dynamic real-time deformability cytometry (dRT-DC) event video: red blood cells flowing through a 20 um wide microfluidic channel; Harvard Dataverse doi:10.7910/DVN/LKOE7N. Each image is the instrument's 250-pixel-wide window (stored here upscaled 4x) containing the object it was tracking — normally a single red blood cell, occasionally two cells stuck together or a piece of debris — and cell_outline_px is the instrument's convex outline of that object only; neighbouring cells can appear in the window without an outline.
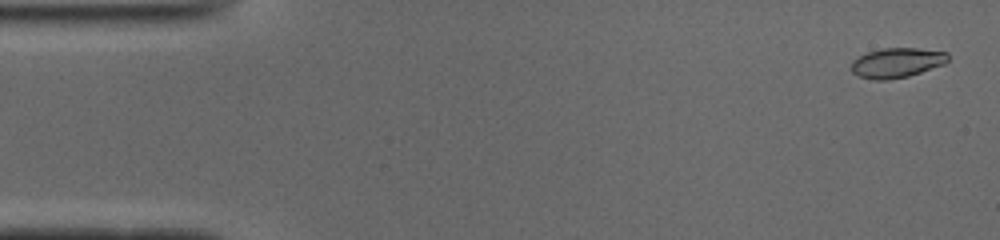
{"species": "common noctule bat (a hibernating species)", "species_latin": "Nyctalus noctula", "temperature_condition": "cold", "stored_images_in_passage": 46, "camera_frame_rate_fps": 3000, "um_per_image_px": 0.085, "animal": {"sex": "male", "body_mass_g": 19.0, "forearm_length_mm": 50.8}, "frame": {"image": 1, "passage_image": 2, "time_ms": 0.333, "image_size_px": [1000, 240], "cell_outline_px": [[948, 60], [944, 64], [908, 76], [888, 80], [876, 80], [860, 76], [852, 72], [852, 60], [868, 52], [884, 48], [920, 48], [948, 52]], "centroid_in_image_um": [76.25, 5.32], "position_along_channel_um": 8.8, "area_um2": 16.65}}
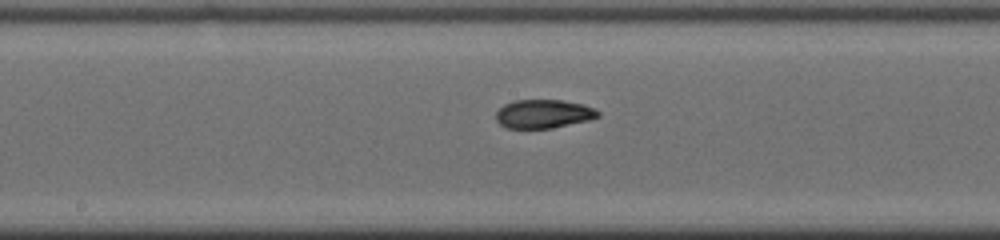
{"frame": {"image": 2, "passage_image": 26, "time_ms": 8.333, "image_size_px": [1000, 240], "cell_outline_px": [[600, 116], [588, 120], [552, 128], [508, 128], [500, 124], [496, 120], [496, 112], [504, 104], [516, 100], [560, 100], [584, 104], [596, 108], [600, 112]], "centroid_in_image_um": [46.22, 9.67], "position_along_channel_um": 202.0, "area_um2": 17.05}}
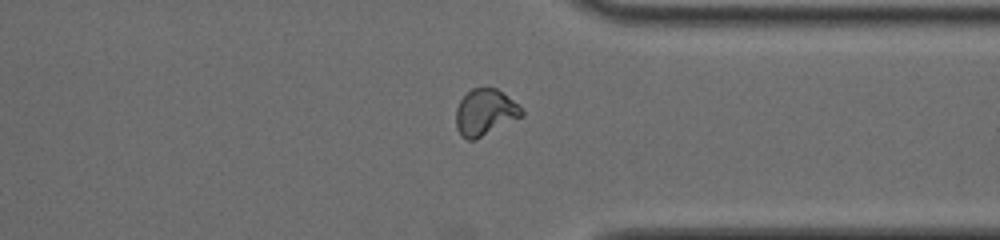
{"frame": {"image": 3, "passage_image": 39, "time_ms": 12.667, "image_size_px": [1000, 240], "cell_outline_px": [[524, 116], [476, 140], [468, 140], [460, 136], [456, 128], [456, 108], [460, 100], [472, 88], [496, 88], [512, 100], [524, 112]], "centroid_in_image_um": [41.21, 9.59], "position_along_channel_um": 370.2, "area_um2": 17.8}, "authors_computed_cell_mechanics": {"area_um2": 17.34, "velocity_mm_per_s": 3.9389, "shape_relaxation_time_tau1_ms": 5.4702, "shape_relaxation_time_tau2_ms": 2.0309, "deformation_change_tau1": 0.1885, "deformation_change_tau2": 0.0587}}